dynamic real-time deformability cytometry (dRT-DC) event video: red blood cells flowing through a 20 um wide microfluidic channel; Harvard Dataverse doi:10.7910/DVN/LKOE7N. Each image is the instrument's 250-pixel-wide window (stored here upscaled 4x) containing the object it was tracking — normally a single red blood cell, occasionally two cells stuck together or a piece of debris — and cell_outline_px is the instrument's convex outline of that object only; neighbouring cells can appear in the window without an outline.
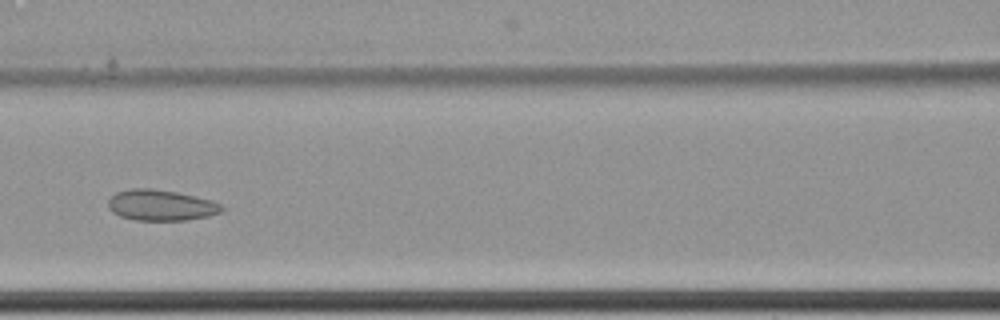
{"species": "common noctule bat (a hibernating species)", "species_latin": "Nyctalus noctula", "temperature_condition": "cold", "stored_images_in_passage": 10, "camera_frame_rate_fps": 3000, "um_per_image_px": 0.085, "animal": {"sex": "female", "body_mass_g": 22.7, "forearm_length_mm": 54.2}, "frame": {"image": 1, "passage_image": 9, "time_ms": 2.667, "image_size_px": [1000, 320], "cell_outline_px": [[224, 208], [220, 212], [208, 216], [188, 220], [136, 220], [120, 216], [112, 212], [108, 208], [108, 200], [116, 192], [132, 188], [152, 188], [176, 192], [196, 196], [212, 200], [220, 204]], "centroid_in_image_um": [13.67, 17.44], "position_along_channel_um": 152.9, "area_um2": 20.46}}
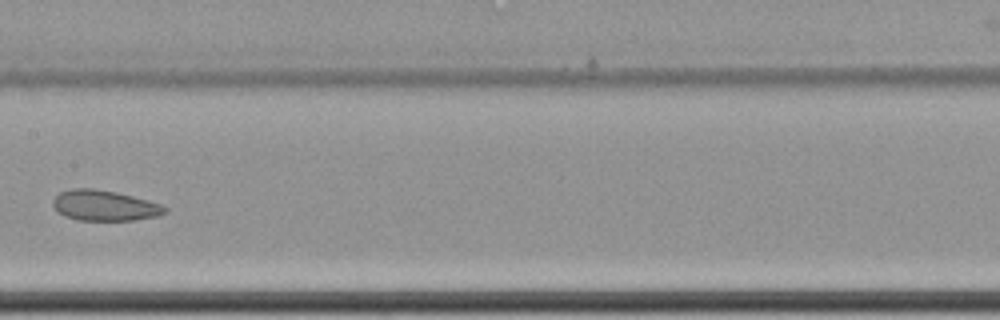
{"frame": {"image": 2, "passage_image": 10, "time_ms": 3.0, "image_size_px": [1000, 320], "cell_outline_px": [[168, 208], [164, 212], [156, 216], [136, 220], [76, 220], [64, 216], [52, 204], [52, 200], [60, 192], [72, 188], [92, 188], [116, 192], [148, 200], [160, 204]], "centroid_in_image_um": [8.86, 17.47], "position_along_channel_um": 198.5, "area_um2": 19.77}}